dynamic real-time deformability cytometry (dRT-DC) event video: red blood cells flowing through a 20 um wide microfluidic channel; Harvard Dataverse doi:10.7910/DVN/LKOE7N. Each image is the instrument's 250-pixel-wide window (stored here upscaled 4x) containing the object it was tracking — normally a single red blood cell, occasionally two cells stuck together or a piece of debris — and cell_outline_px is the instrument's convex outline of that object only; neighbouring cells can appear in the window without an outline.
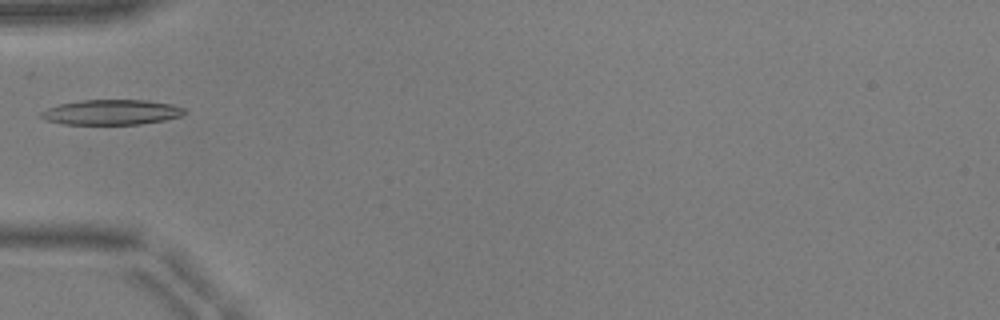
{"species": "common noctule bat (a hibernating species)", "species_latin": "Nyctalus noctula", "temperature_condition": "warm", "stored_images_in_passage": 33, "camera_frame_rate_fps": 3000, "um_per_image_px": 0.085, "animal": {"sex": "male", "body_mass_g": 17.9, "forearm_length_mm": 54.2}, "frame": {"image": 1, "passage_image": 1, "time_ms": 0.0, "image_size_px": [1000, 320], "cell_outline_px": [[188, 112], [180, 116], [164, 120], [140, 124], [60, 124], [44, 120], [40, 116], [40, 112], [48, 108], [60, 104], [80, 100], [144, 100], [172, 104], [184, 108]], "centroid_in_image_um": [9.46, 9.54], "position_along_channel_um": 75.5, "area_um2": 21.04}}
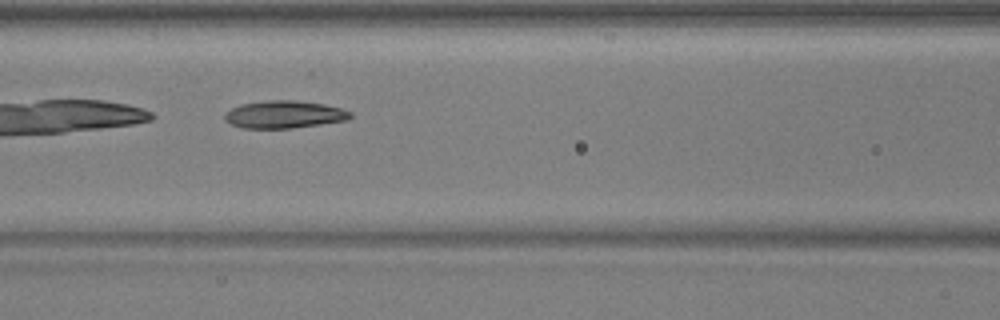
{"frame": {"image": 2, "passage_image": 6, "time_ms": 1.667, "image_size_px": [1000, 320], "cell_outline_px": [[352, 116], [348, 120], [292, 128], [244, 128], [232, 124], [224, 120], [224, 116], [232, 108], [240, 104], [268, 100], [292, 100], [324, 104], [340, 108], [352, 112]], "centroid_in_image_um": [24.17, 9.73], "position_along_channel_um": 142.4, "area_um2": 20.0}}
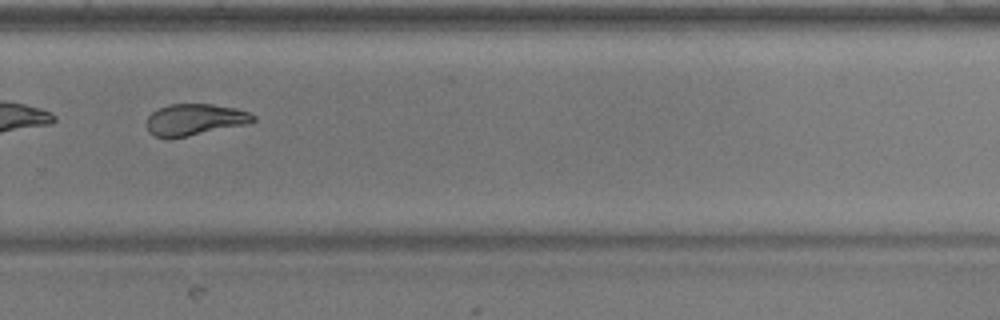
{"frame": {"image": 3, "passage_image": 19, "time_ms": 6.0, "image_size_px": [1000, 320], "cell_outline_px": [[256, 120], [244, 124], [188, 136], [156, 136], [148, 132], [148, 116], [152, 112], [168, 104], [212, 104], [236, 108], [248, 112], [256, 116]], "centroid_in_image_um": [16.58, 10.14], "position_along_channel_um": 313.2, "area_um2": 19.02}}